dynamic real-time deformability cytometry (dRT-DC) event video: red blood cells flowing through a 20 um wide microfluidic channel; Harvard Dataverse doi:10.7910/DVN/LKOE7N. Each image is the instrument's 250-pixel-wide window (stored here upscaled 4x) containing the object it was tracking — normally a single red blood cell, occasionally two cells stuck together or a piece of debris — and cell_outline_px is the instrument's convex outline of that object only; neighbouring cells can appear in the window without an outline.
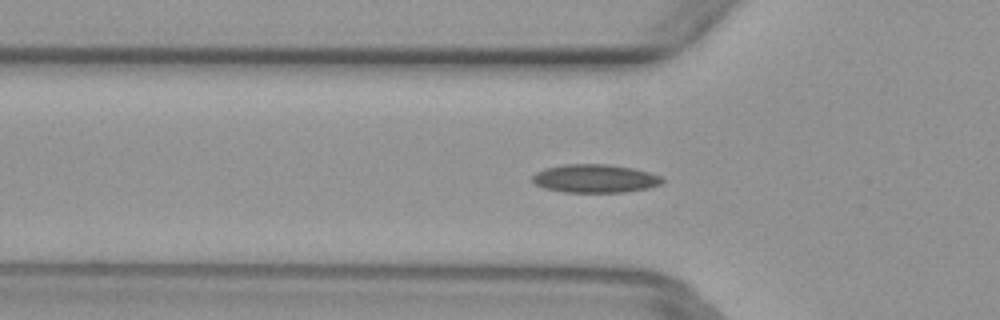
{"species": "common noctule bat (a hibernating species)", "species_latin": "Nyctalus noctula", "temperature_condition": "warm", "stored_images_in_passage": 51, "camera_frame_rate_fps": 3000, "um_per_image_px": 0.085, "animal": {"sex": "female", "body_mass_g": 29.2, "forearm_length_mm": 56.3}, "frame": {"image": 1, "passage_image": 17, "time_ms": 5.333, "image_size_px": [1000, 320], "cell_outline_px": [[664, 180], [660, 184], [648, 188], [624, 192], [564, 192], [544, 188], [536, 184], [532, 180], [532, 176], [536, 172], [544, 168], [564, 164], [608, 164], [632, 168], [664, 176]], "centroid_in_image_um": [50.58, 15.17], "position_along_channel_um": 75.2, "area_um2": 21.5}}
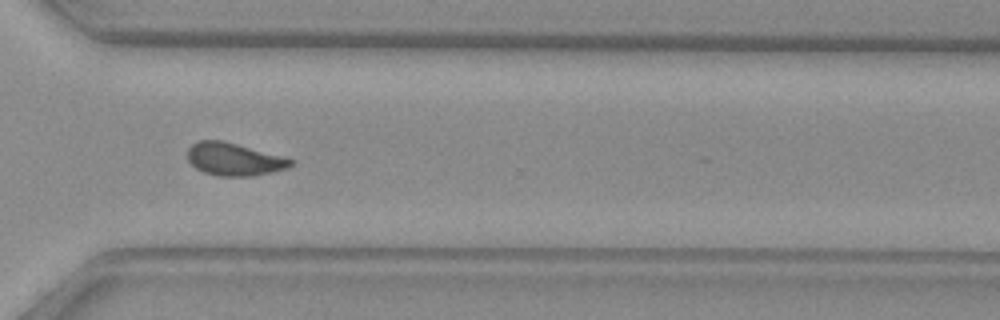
{"frame": {"image": 2, "passage_image": 37, "time_ms": 12.0, "image_size_px": [1000, 320], "cell_outline_px": [[296, 160], [288, 168], [272, 172], [252, 176], [220, 176], [204, 172], [196, 168], [188, 160], [188, 148], [192, 144], [200, 140], [224, 140]], "centroid_in_image_um": [19.91, 13.53], "position_along_channel_um": 350.7, "area_um2": 19.65}}
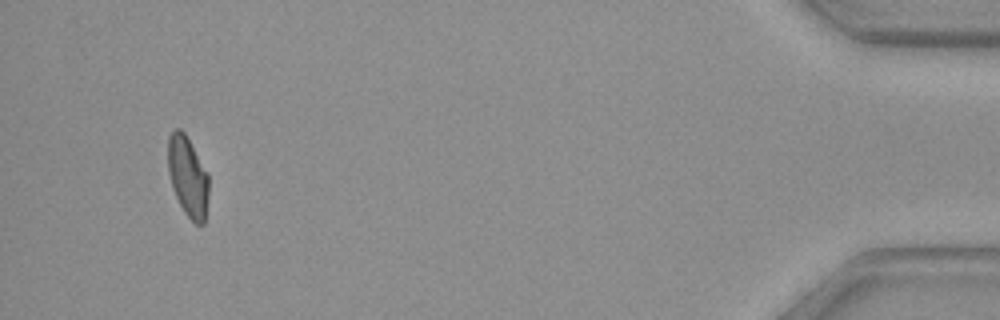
{"frame": {"image": 3, "passage_image": 48, "time_ms": 15.667, "image_size_px": [1000, 320], "cell_outline_px": [[208, 196], [204, 224], [196, 224], [184, 212], [172, 188], [168, 172], [168, 136], [176, 128], [180, 128], [184, 132], [208, 172]], "centroid_in_image_um": [15.96, 14.99], "position_along_channel_um": 419.2, "area_um2": 19.02}}